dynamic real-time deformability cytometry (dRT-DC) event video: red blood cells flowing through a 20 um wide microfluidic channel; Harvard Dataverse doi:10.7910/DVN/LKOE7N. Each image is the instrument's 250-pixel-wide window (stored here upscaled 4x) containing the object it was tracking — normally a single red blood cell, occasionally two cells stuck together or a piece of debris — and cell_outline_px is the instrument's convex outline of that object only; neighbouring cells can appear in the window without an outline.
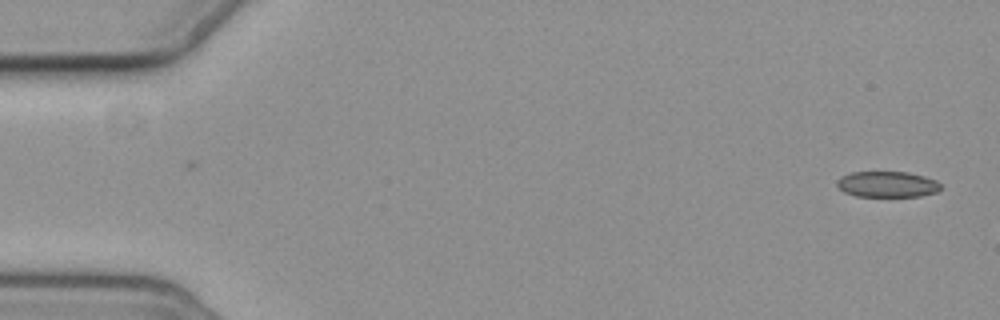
{"species": "common noctule bat (a hibernating species)", "species_latin": "Nyctalus noctula", "temperature_condition": "cold", "stored_images_in_passage": 2, "camera_frame_rate_fps": 3000, "um_per_image_px": 0.085, "animal": {"sex": "female", "body_mass_g": 19.3, "forearm_length_mm": 54.1}, "frame": {"image": 1, "passage_image": 2, "time_ms": 1.0, "image_size_px": [1000, 320], "cell_outline_px": [[940, 188], [936, 192], [920, 196], [856, 196], [844, 192], [836, 184], [836, 180], [840, 176], [852, 172], [908, 172], [924, 176], [936, 180], [940, 184]], "centroid_in_image_um": [75.39, 15.66], "position_along_channel_um": 9.6, "area_um2": 15.61}}